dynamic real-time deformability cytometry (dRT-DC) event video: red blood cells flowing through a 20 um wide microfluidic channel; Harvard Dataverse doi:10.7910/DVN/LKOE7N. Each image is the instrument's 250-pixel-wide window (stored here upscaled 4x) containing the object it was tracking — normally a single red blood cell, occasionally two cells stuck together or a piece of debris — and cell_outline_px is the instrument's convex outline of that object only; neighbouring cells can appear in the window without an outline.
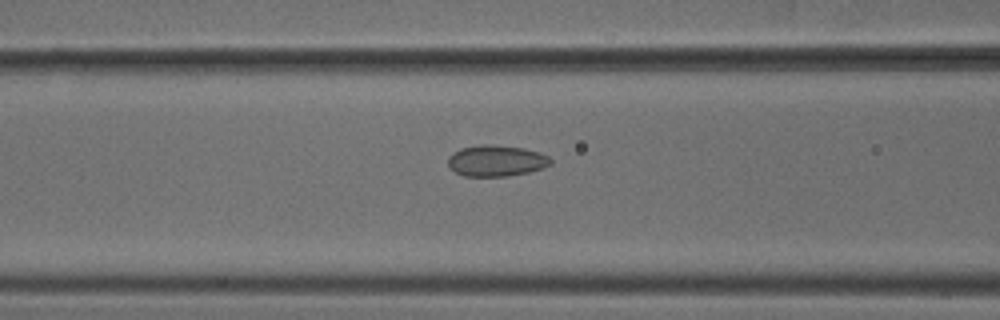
{"species": "common noctule bat (a hibernating species)", "species_latin": "Nyctalus noctula", "temperature_condition": "cold", "stored_images_in_passage": 20, "camera_frame_rate_fps": 3000, "um_per_image_px": 0.085, "animal": {"sex": "male", "body_mass_g": 18.8}, "frame": {"image": 1, "passage_image": 10, "time_ms": 3.0, "image_size_px": [1000, 320], "cell_outline_px": [[552, 164], [544, 168], [528, 172], [508, 176], [464, 176], [456, 172], [448, 164], [448, 156], [452, 152], [460, 148], [480, 144], [492, 144], [524, 148], [540, 152], [548, 156], [552, 160]], "centroid_in_image_um": [42.19, 13.65], "position_along_channel_um": 124.4, "area_um2": 18.84}}
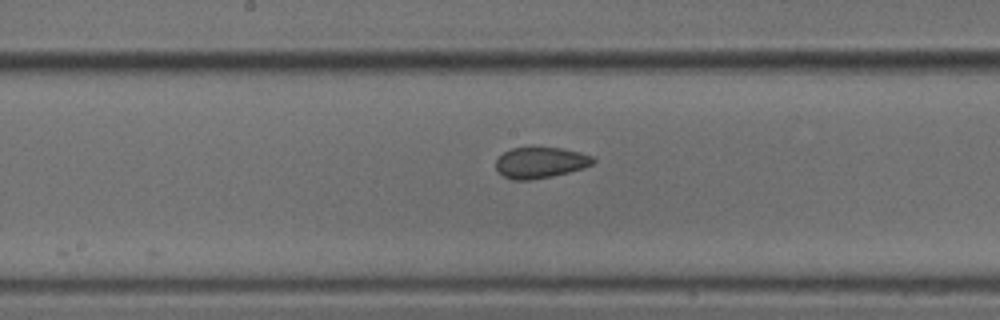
{"frame": {"image": 2, "passage_image": 16, "time_ms": 5.0, "image_size_px": [1000, 320], "cell_outline_px": [[596, 160], [592, 164], [584, 168], [552, 176], [532, 180], [512, 180], [496, 172], [496, 160], [504, 152], [512, 148], [560, 148], [580, 152], [592, 156]], "centroid_in_image_um": [45.92, 13.83], "position_along_channel_um": 202.3, "area_um2": 17.51}}
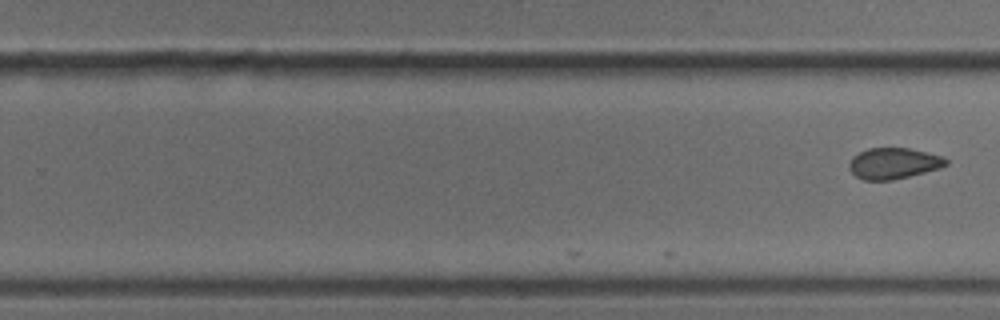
{"frame": {"image": 3, "passage_image": 20, "time_ms": 6.333, "image_size_px": [1000, 320], "cell_outline_px": [[948, 164], [940, 168], [892, 180], [864, 180], [856, 176], [848, 168], [848, 164], [852, 156], [868, 148], [908, 148], [940, 156], [948, 160]], "centroid_in_image_um": [75.91, 13.89], "position_along_channel_um": 253.9, "area_um2": 17.34}}